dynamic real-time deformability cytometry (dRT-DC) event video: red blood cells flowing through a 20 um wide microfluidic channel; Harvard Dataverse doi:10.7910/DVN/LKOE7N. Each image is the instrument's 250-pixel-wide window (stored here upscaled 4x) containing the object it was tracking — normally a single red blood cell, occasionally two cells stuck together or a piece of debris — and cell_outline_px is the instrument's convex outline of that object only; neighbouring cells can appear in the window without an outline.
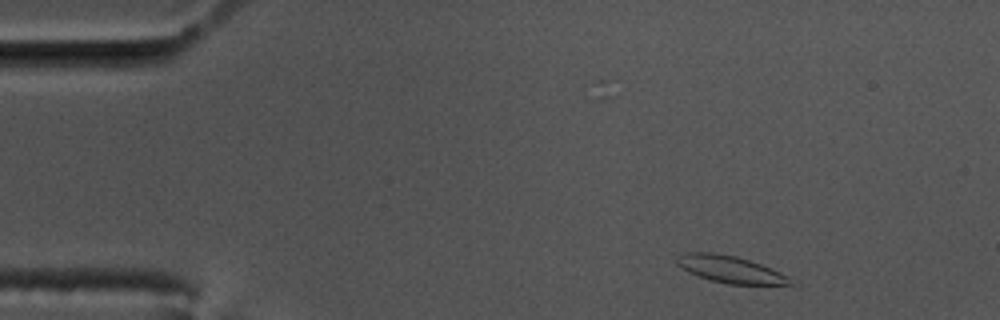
{"species": "common noctule bat (a hibernating species)", "species_latin": "Nyctalus noctula", "temperature_condition": "cold", "stored_images_in_passage": 54, "camera_frame_rate_fps": 3000, "um_per_image_px": 0.085, "animal": {"sex": "male", "body_mass_g": 17.5, "forearm_length_mm": 52.3}, "frame": {"image": 1, "passage_image": 3, "time_ms": 0.667, "image_size_px": [1000, 320], "cell_outline_px": [[792, 284], [728, 284], [708, 280], [688, 272], [676, 264], [676, 256], [684, 252], [712, 252], [736, 256], [760, 264], [780, 272], [788, 276], [792, 280]], "centroid_in_image_um": [61.99, 22.88], "position_along_channel_um": 23.0, "area_um2": 17.8}}
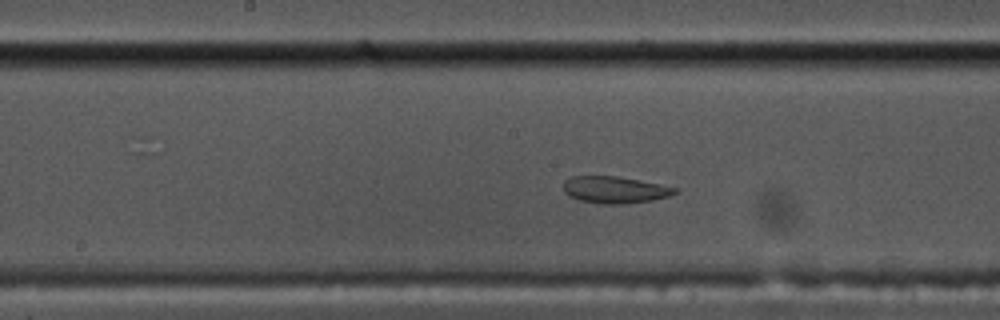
{"frame": {"image": 2, "passage_image": 25, "time_ms": 8.0, "image_size_px": [1000, 320], "cell_outline_px": [[680, 192], [668, 196], [652, 200], [624, 204], [604, 204], [580, 200], [568, 196], [564, 192], [564, 180], [572, 176], [616, 176], [676, 188]], "centroid_in_image_um": [52.22, 16.14], "position_along_channel_um": 196.0, "area_um2": 17.22}}
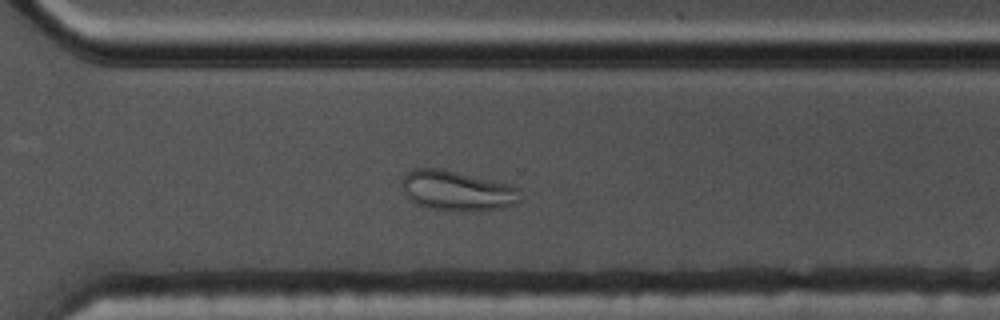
{"frame": {"image": 3, "passage_image": 37, "time_ms": 12.0, "image_size_px": [1000, 320], "cell_outline_px": [[520, 200], [516, 204], [504, 208], [460, 212], [452, 212], [428, 208], [416, 204], [408, 200], [400, 184], [404, 176], [412, 168], [444, 168], [508, 184], [516, 188]], "centroid_in_image_um": [38.78, 16.22], "position_along_channel_um": 331.8, "area_um2": 28.03}, "authors_computed_cell_mechanics": {"area_um2": 18.9006, "velocity_mm_per_s": 3.4013, "shape_relaxation_time_tau1_ms": null, "shape_relaxation_time_tau2_ms": 1.6508, "deformation_change_tau1": null, "deformation_change_tau2": 0.0619}}